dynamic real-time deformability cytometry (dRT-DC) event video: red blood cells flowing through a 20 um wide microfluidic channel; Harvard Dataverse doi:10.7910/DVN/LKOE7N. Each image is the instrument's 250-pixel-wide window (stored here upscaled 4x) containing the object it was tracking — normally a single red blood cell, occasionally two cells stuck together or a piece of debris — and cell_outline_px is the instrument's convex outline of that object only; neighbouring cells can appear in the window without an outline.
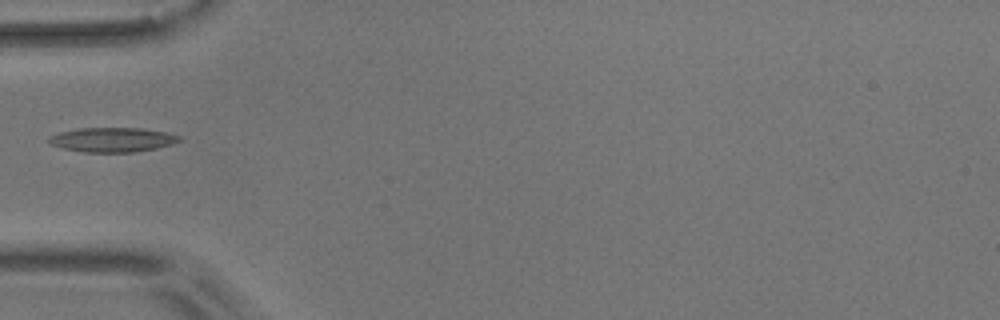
{"species": "common noctule bat (a hibernating species)", "species_latin": "Nyctalus noctula", "temperature_condition": "room temperature", "stored_images_in_passage": 6, "camera_frame_rate_fps": 3000, "um_per_image_px": 0.085, "animal": {"sex": "male", "body_mass_g": 17.9}, "frame": {"image": 1, "passage_image": 5, "time_ms": 5.0, "image_size_px": [1000, 320], "cell_outline_px": [[180, 140], [172, 144], [156, 148], [132, 152], [84, 152], [64, 148], [48, 144], [44, 140], [48, 136], [60, 132], [80, 128], [140, 128], [164, 132], [180, 136]], "centroid_in_image_um": [9.47, 11.87], "position_along_channel_um": 75.5, "area_um2": 18.55}}
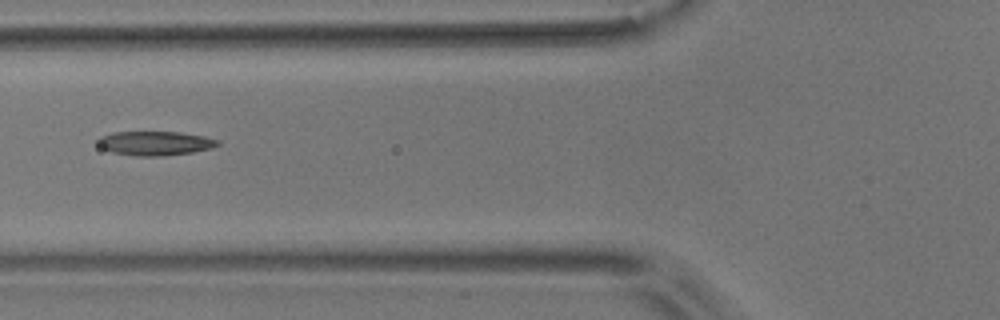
{"frame": {"image": 2, "passage_image": 6, "time_ms": 6.0, "image_size_px": [1000, 320], "cell_outline_px": [[220, 144], [212, 148], [192, 152], [160, 156], [136, 156], [112, 152], [100, 148], [96, 144], [96, 140], [100, 136], [112, 132], [180, 132], [204, 136], [220, 140]], "centroid_in_image_um": [13.15, 12.17], "position_along_channel_um": 112.7, "area_um2": 17.05}}